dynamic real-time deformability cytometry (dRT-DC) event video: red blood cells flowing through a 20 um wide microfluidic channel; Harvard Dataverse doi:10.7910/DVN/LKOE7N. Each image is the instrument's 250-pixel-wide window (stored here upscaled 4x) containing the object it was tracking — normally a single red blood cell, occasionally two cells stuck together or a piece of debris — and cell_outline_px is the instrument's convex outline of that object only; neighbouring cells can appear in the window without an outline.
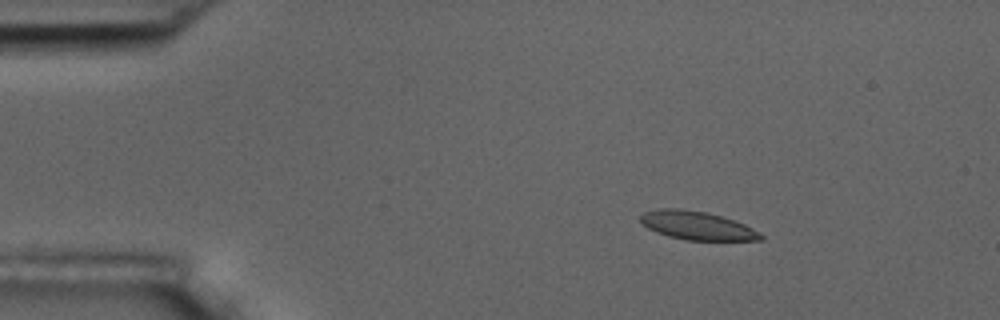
{"species": "common noctule bat (a hibernating species)", "species_latin": "Nyctalus noctula", "temperature_condition": "room temperature", "stored_images_in_passage": 6, "segment_of_instrument_passage": [1, 2], "camera_frame_rate_fps": 3000, "um_per_image_px": 0.085, "animal": {"sex": "male", "body_mass_g": 17.5, "forearm_length_mm": 52.3}, "frame": {"image": 1, "passage_image": 3, "time_ms": 2.333, "image_size_px": [1000, 320], "cell_outline_px": [[764, 240], [684, 240], [668, 236], [656, 232], [648, 228], [640, 220], [640, 216], [644, 212], [660, 208], [680, 208], [708, 212], [744, 224], [760, 232], [764, 236]], "centroid_in_image_um": [59.25, 19.17], "position_along_channel_um": 25.8, "area_um2": 19.94}}